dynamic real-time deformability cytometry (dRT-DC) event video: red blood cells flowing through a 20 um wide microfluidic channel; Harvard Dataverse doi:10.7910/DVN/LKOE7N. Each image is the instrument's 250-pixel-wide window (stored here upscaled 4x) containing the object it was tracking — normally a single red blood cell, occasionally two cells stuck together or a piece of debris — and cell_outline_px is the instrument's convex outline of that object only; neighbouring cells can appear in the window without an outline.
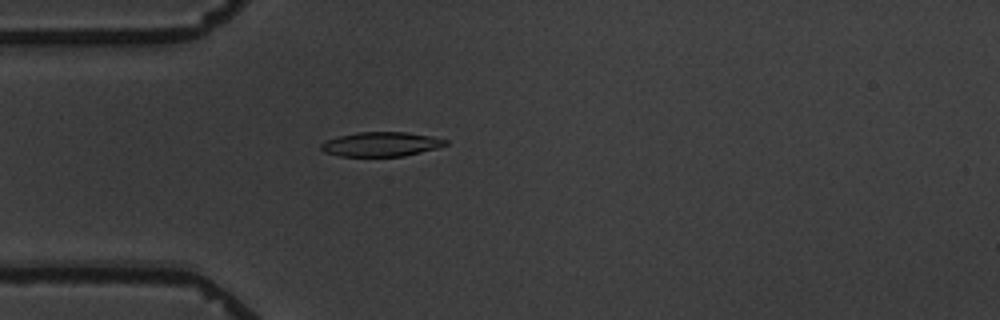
{"species": "common noctule bat (a hibernating species)", "species_latin": "Nyctalus noctula", "temperature_condition": "warm", "stored_images_in_passage": 4, "camera_frame_rate_fps": 3000, "um_per_image_px": 0.085, "animal": {"sex": "male", "body_mass_g": 19.5, "forearm_length_mm": 54.6}, "frame": {"image": 1, "passage_image": 4, "time_ms": 4.0, "image_size_px": [1000, 320], "cell_outline_px": [[448, 144], [436, 148], [404, 156], [340, 156], [324, 152], [320, 148], [320, 144], [328, 140], [340, 136], [356, 132], [404, 132], [428, 136], [448, 140]], "centroid_in_image_um": [32.37, 12.26], "position_along_channel_um": 52.6, "area_um2": 17.46}}